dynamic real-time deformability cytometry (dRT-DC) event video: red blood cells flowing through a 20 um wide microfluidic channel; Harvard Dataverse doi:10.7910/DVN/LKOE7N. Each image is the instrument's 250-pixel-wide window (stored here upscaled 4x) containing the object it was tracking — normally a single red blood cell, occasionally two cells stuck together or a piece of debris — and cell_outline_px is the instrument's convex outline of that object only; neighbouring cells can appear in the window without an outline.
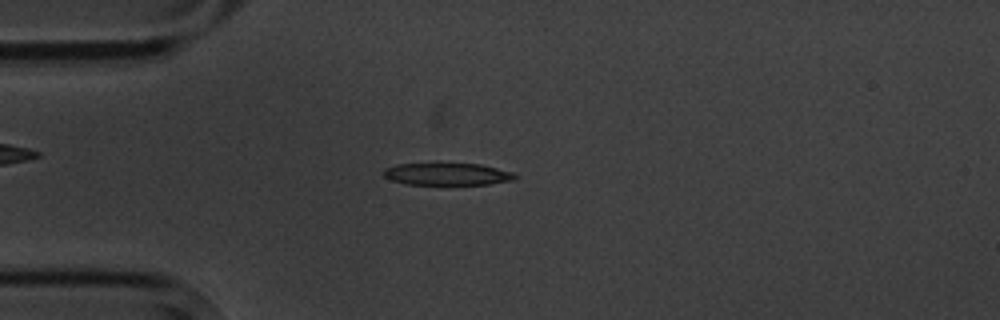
{"species": "common noctule bat (a hibernating species)", "species_latin": "Nyctalus noctula", "temperature_condition": "cold", "stored_images_in_passage": 9, "camera_frame_rate_fps": 3000, "um_per_image_px": 0.085, "animal": {"sex": "male", "body_mass_g": 20.1, "forearm_length_mm": 53.5}, "frame": {"image": 1, "passage_image": 3, "time_ms": 2.333, "image_size_px": [1000, 320], "cell_outline_px": [[516, 176], [512, 180], [488, 184], [404, 184], [392, 180], [384, 176], [384, 168], [396, 164], [480, 164], [512, 172]], "centroid_in_image_um": [37.97, 14.8], "position_along_channel_um": 47.0, "area_um2": 16.65}}
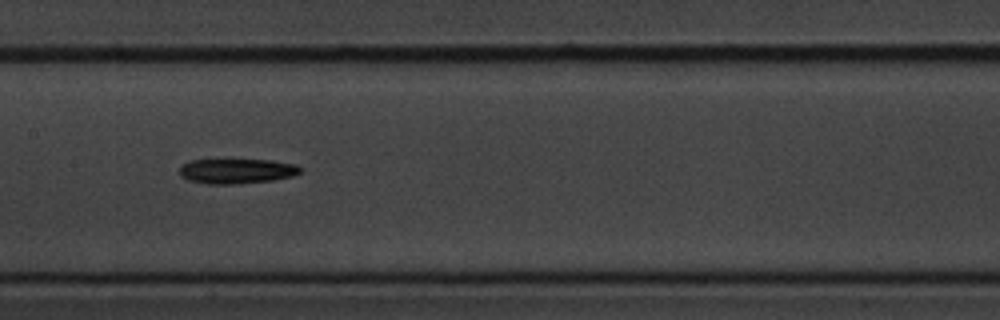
{"frame": {"image": 2, "passage_image": 7, "time_ms": 6.667, "image_size_px": [1000, 320], "cell_outline_px": [[304, 168], [300, 172], [292, 176], [272, 180], [236, 184], [208, 184], [188, 180], [180, 176], [180, 168], [184, 164], [192, 160], [272, 160], [296, 164]], "centroid_in_image_um": [20.15, 14.54], "position_along_channel_um": 187.2, "area_um2": 17.51}}
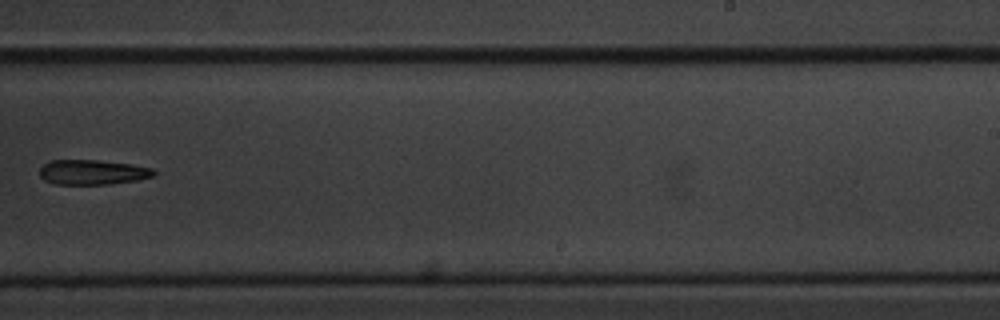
{"frame": {"image": 3, "passage_image": 9, "time_ms": 9.333, "image_size_px": [1000, 320], "cell_outline_px": [[156, 172], [152, 176], [136, 180], [108, 184], [52, 184], [44, 180], [40, 176], [40, 168], [44, 164], [52, 160], [96, 160], [132, 164], [152, 168]], "centroid_in_image_um": [7.84, 14.63], "position_along_channel_um": 281.2, "area_um2": 16.47}}